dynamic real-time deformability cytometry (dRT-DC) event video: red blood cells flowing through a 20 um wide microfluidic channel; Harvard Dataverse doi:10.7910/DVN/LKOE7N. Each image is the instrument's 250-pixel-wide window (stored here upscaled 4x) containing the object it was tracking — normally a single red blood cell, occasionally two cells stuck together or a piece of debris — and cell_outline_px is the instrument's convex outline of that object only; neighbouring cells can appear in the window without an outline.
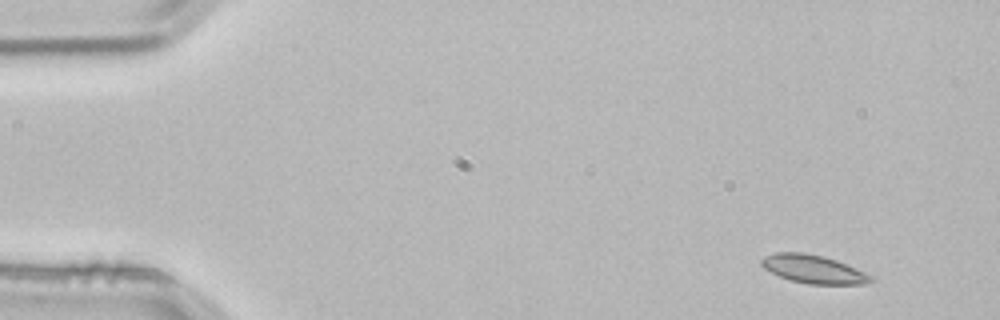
{"species": "common noctule bat (a hibernating species)", "species_latin": "Nyctalus noctula", "temperature_condition": "room temperature", "stored_images_in_passage": 3, "camera_frame_rate_fps": 3000, "um_per_image_px": 0.085, "animal": {"sex": "male", "body_mass_g": 21.5, "forearm_length_mm": 52.0}, "frame": {"image": 1, "passage_image": 1, "time_ms": 0.0, "image_size_px": [1000, 320], "cell_outline_px": [[876, 280], [864, 284], [808, 284], [792, 280], [780, 276], [764, 268], [760, 264], [760, 260], [764, 256], [776, 252], [804, 252], [836, 260], [876, 276]], "centroid_in_image_um": [69.19, 22.88], "position_along_channel_um": 15.8, "area_um2": 18.09}}
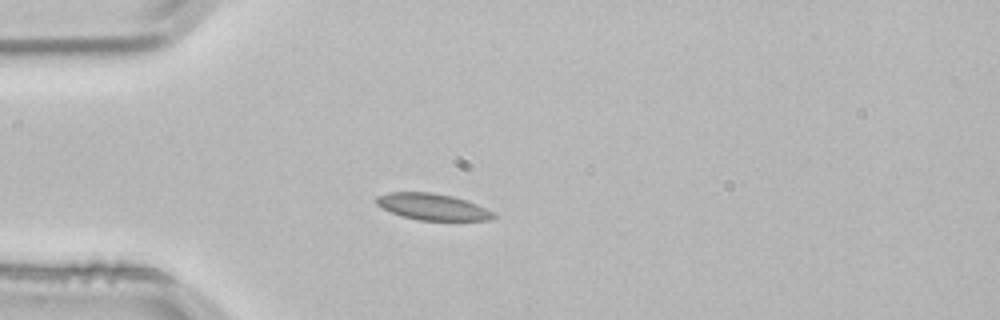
{"frame": {"image": 2, "passage_image": 3, "time_ms": 0.667, "image_size_px": [1000, 320], "cell_outline_px": [[496, 216], [492, 220], [420, 220], [400, 216], [376, 204], [376, 196], [388, 192], [432, 192], [452, 196], [476, 204], [492, 212]], "centroid_in_image_um": [36.73, 17.57], "position_along_channel_um": 48.3, "area_um2": 17.86}}